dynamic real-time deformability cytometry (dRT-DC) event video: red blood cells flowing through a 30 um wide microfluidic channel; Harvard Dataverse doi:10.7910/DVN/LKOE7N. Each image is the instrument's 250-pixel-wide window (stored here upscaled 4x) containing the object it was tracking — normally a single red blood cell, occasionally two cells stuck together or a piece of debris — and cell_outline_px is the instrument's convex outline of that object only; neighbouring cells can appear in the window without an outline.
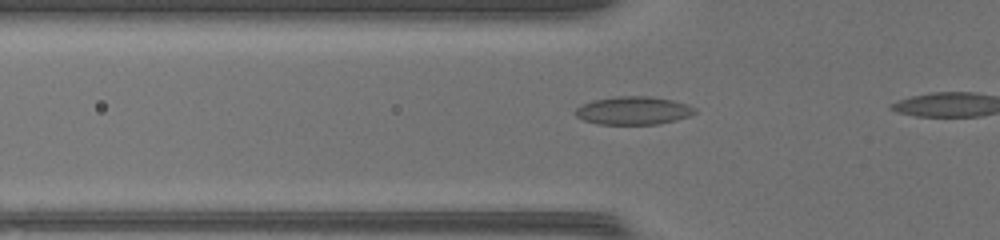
{"species": "common noctule bat (a hibernating species)", "species_latin": "Nyctalus noctula", "temperature_condition": "warm", "stored_images_in_passage": 7, "camera_frame_rate_fps": 3000, "um_per_image_px": 0.085, "animal": {"sex": "female", "body_mass_g": 17.0, "forearm_length_mm": 48.0}, "frame": {"image": 1, "passage_image": 2, "time_ms": 0.333, "image_size_px": [1000, 240], "cell_outline_px": [[696, 112], [688, 116], [676, 120], [660, 124], [600, 124], [584, 120], [576, 116], [572, 112], [576, 108], [592, 100], [616, 96], [648, 96], [672, 100], [688, 104], [696, 108]], "centroid_in_image_um": [53.83, 9.39], "position_along_channel_um": 72.0, "area_um2": 19.59}}
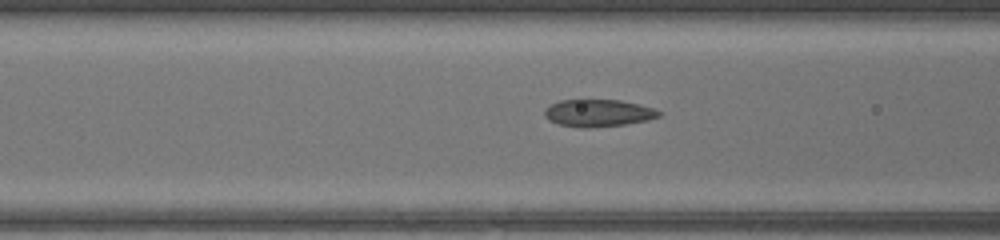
{"frame": {"image": 2, "passage_image": 5, "time_ms": 1.333, "image_size_px": [1000, 240], "cell_outline_px": [[664, 112], [660, 116], [648, 120], [624, 124], [592, 128], [580, 128], [556, 124], [548, 120], [544, 116], [544, 108], [560, 100], [620, 100], [640, 104]], "centroid_in_image_um": [50.83, 9.62], "position_along_channel_um": 115.8, "area_um2": 18.38}}